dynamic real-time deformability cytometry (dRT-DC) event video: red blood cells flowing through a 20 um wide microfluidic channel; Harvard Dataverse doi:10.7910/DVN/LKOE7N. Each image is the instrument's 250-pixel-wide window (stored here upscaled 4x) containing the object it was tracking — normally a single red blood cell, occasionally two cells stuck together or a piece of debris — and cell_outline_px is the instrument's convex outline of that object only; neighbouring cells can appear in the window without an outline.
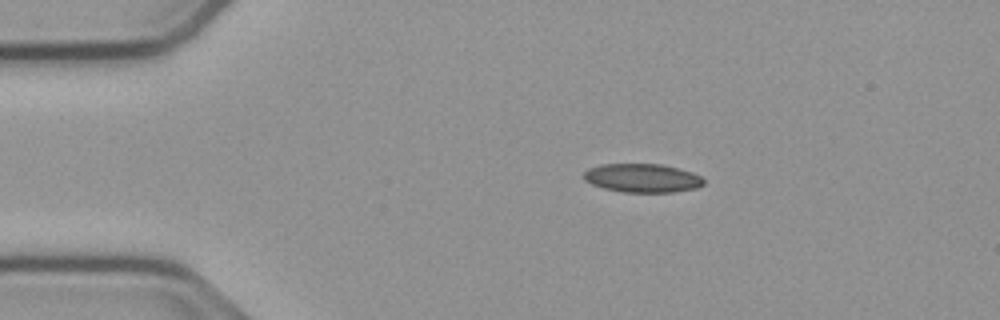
{"species": "common noctule bat (a hibernating species)", "species_latin": "Nyctalus noctula", "temperature_condition": "cold", "stored_images_in_passage": 53, "camera_frame_rate_fps": 3000, "um_per_image_px": 0.085, "animal": {"sex": "male", "body_mass_g": 23.1, "forearm_length_mm": 52.7}, "frame": {"image": 1, "passage_image": 9, "time_ms": 2.667, "image_size_px": [1000, 320], "cell_outline_px": [[704, 184], [696, 188], [676, 192], [624, 192], [604, 188], [592, 184], [584, 180], [584, 172], [588, 168], [600, 164], [660, 164], [692, 172], [700, 176], [704, 180]], "centroid_in_image_um": [54.59, 15.13], "position_along_channel_um": 30.4, "area_um2": 20.0}}
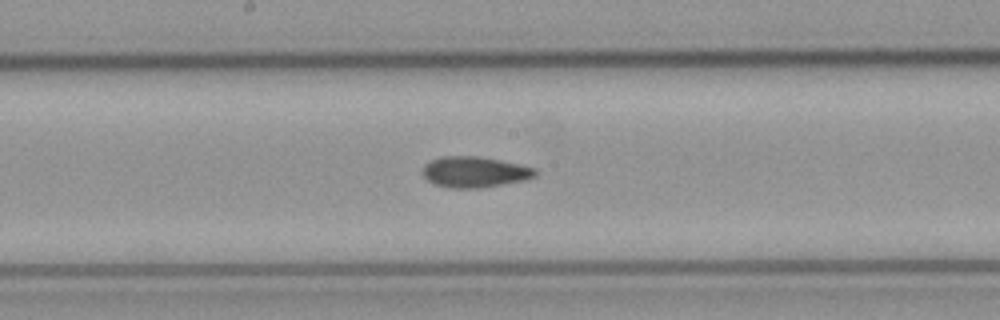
{"frame": {"image": 2, "passage_image": 27, "time_ms": 8.667, "image_size_px": [1000, 320], "cell_outline_px": [[536, 176], [528, 180], [480, 188], [448, 188], [436, 184], [428, 180], [424, 176], [424, 164], [432, 160], [444, 156], [476, 156], [520, 164], [536, 168]], "centroid_in_image_um": [40.39, 14.63], "position_along_channel_um": 207.8, "area_um2": 20.17}}
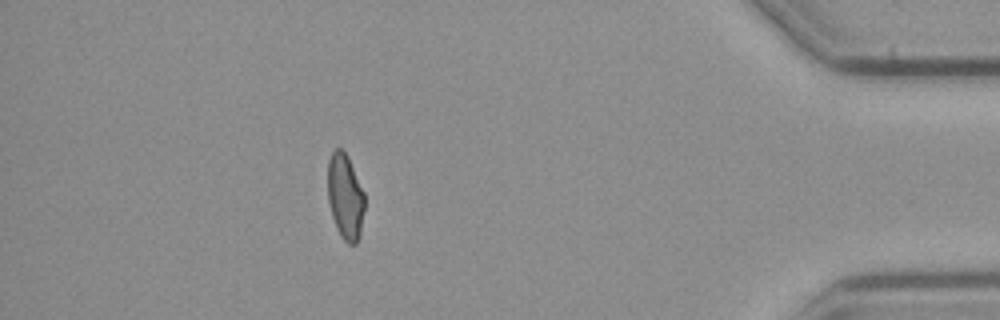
{"frame": {"image": 3, "passage_image": 47, "time_ms": 15.333, "image_size_px": [1000, 320], "cell_outline_px": [[364, 208], [360, 236], [356, 244], [348, 244], [340, 236], [336, 228], [332, 216], [328, 200], [328, 160], [332, 152], [336, 148], [340, 148], [348, 156], [364, 192]], "centroid_in_image_um": [29.34, 16.73], "position_along_channel_um": 405.9, "area_um2": 18.44}, "authors_computed_cell_mechanics": {"area_um2": 19.7098, "velocity_mm_per_s": 3.7742, "shape_relaxation_time_tau1_ms": null, "shape_relaxation_time_tau2_ms": 4.8148, "deformation_change_tau1": null, "deformation_change_tau2": 0.0924}}